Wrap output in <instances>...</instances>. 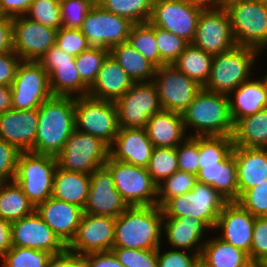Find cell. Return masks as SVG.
I'll list each match as a JSON object with an SVG mask.
<instances>
[{
    "mask_svg": "<svg viewBox=\"0 0 267 267\" xmlns=\"http://www.w3.org/2000/svg\"><path fill=\"white\" fill-rule=\"evenodd\" d=\"M267 256V217H255L250 261L255 266Z\"/></svg>",
    "mask_w": 267,
    "mask_h": 267,
    "instance_id": "cell-53",
    "label": "cell"
},
{
    "mask_svg": "<svg viewBox=\"0 0 267 267\" xmlns=\"http://www.w3.org/2000/svg\"><path fill=\"white\" fill-rule=\"evenodd\" d=\"M35 211L66 245L75 237L83 214L79 206L52 196L39 203Z\"/></svg>",
    "mask_w": 267,
    "mask_h": 267,
    "instance_id": "cell-24",
    "label": "cell"
},
{
    "mask_svg": "<svg viewBox=\"0 0 267 267\" xmlns=\"http://www.w3.org/2000/svg\"><path fill=\"white\" fill-rule=\"evenodd\" d=\"M38 118L35 144L30 152L56 157L75 130V98L53 95L39 106Z\"/></svg>",
    "mask_w": 267,
    "mask_h": 267,
    "instance_id": "cell-1",
    "label": "cell"
},
{
    "mask_svg": "<svg viewBox=\"0 0 267 267\" xmlns=\"http://www.w3.org/2000/svg\"><path fill=\"white\" fill-rule=\"evenodd\" d=\"M38 109H11L0 114V139L14 145L20 152L31 151L38 127Z\"/></svg>",
    "mask_w": 267,
    "mask_h": 267,
    "instance_id": "cell-23",
    "label": "cell"
},
{
    "mask_svg": "<svg viewBox=\"0 0 267 267\" xmlns=\"http://www.w3.org/2000/svg\"><path fill=\"white\" fill-rule=\"evenodd\" d=\"M234 146L267 148V108L243 117L234 124Z\"/></svg>",
    "mask_w": 267,
    "mask_h": 267,
    "instance_id": "cell-35",
    "label": "cell"
},
{
    "mask_svg": "<svg viewBox=\"0 0 267 267\" xmlns=\"http://www.w3.org/2000/svg\"><path fill=\"white\" fill-rule=\"evenodd\" d=\"M127 42L156 68L161 66L160 53L155 37V26L149 21L134 24L130 30Z\"/></svg>",
    "mask_w": 267,
    "mask_h": 267,
    "instance_id": "cell-38",
    "label": "cell"
},
{
    "mask_svg": "<svg viewBox=\"0 0 267 267\" xmlns=\"http://www.w3.org/2000/svg\"><path fill=\"white\" fill-rule=\"evenodd\" d=\"M153 149L154 145L145 128H119L110 146L109 156L114 160L146 168Z\"/></svg>",
    "mask_w": 267,
    "mask_h": 267,
    "instance_id": "cell-25",
    "label": "cell"
},
{
    "mask_svg": "<svg viewBox=\"0 0 267 267\" xmlns=\"http://www.w3.org/2000/svg\"><path fill=\"white\" fill-rule=\"evenodd\" d=\"M147 171L159 185L178 170L176 147H154Z\"/></svg>",
    "mask_w": 267,
    "mask_h": 267,
    "instance_id": "cell-41",
    "label": "cell"
},
{
    "mask_svg": "<svg viewBox=\"0 0 267 267\" xmlns=\"http://www.w3.org/2000/svg\"><path fill=\"white\" fill-rule=\"evenodd\" d=\"M59 5L60 0H34L24 16L58 30L61 28Z\"/></svg>",
    "mask_w": 267,
    "mask_h": 267,
    "instance_id": "cell-46",
    "label": "cell"
},
{
    "mask_svg": "<svg viewBox=\"0 0 267 267\" xmlns=\"http://www.w3.org/2000/svg\"><path fill=\"white\" fill-rule=\"evenodd\" d=\"M115 103L119 128H145L149 118L162 110L153 81L134 83Z\"/></svg>",
    "mask_w": 267,
    "mask_h": 267,
    "instance_id": "cell-13",
    "label": "cell"
},
{
    "mask_svg": "<svg viewBox=\"0 0 267 267\" xmlns=\"http://www.w3.org/2000/svg\"><path fill=\"white\" fill-rule=\"evenodd\" d=\"M12 109L11 87L0 84V114Z\"/></svg>",
    "mask_w": 267,
    "mask_h": 267,
    "instance_id": "cell-60",
    "label": "cell"
},
{
    "mask_svg": "<svg viewBox=\"0 0 267 267\" xmlns=\"http://www.w3.org/2000/svg\"><path fill=\"white\" fill-rule=\"evenodd\" d=\"M109 150L100 138L74 130L56 156L57 165L62 170L91 174L107 162Z\"/></svg>",
    "mask_w": 267,
    "mask_h": 267,
    "instance_id": "cell-10",
    "label": "cell"
},
{
    "mask_svg": "<svg viewBox=\"0 0 267 267\" xmlns=\"http://www.w3.org/2000/svg\"><path fill=\"white\" fill-rule=\"evenodd\" d=\"M55 45L74 57L91 47L80 29L63 27L57 30Z\"/></svg>",
    "mask_w": 267,
    "mask_h": 267,
    "instance_id": "cell-51",
    "label": "cell"
},
{
    "mask_svg": "<svg viewBox=\"0 0 267 267\" xmlns=\"http://www.w3.org/2000/svg\"><path fill=\"white\" fill-rule=\"evenodd\" d=\"M196 267H204L201 263H199Z\"/></svg>",
    "mask_w": 267,
    "mask_h": 267,
    "instance_id": "cell-68",
    "label": "cell"
},
{
    "mask_svg": "<svg viewBox=\"0 0 267 267\" xmlns=\"http://www.w3.org/2000/svg\"><path fill=\"white\" fill-rule=\"evenodd\" d=\"M49 74L50 88L54 96H86L89 87L81 80L75 57L53 45L37 61ZM74 94V95H72Z\"/></svg>",
    "mask_w": 267,
    "mask_h": 267,
    "instance_id": "cell-14",
    "label": "cell"
},
{
    "mask_svg": "<svg viewBox=\"0 0 267 267\" xmlns=\"http://www.w3.org/2000/svg\"><path fill=\"white\" fill-rule=\"evenodd\" d=\"M145 130L154 147H177L187 138L182 114L163 109L149 118Z\"/></svg>",
    "mask_w": 267,
    "mask_h": 267,
    "instance_id": "cell-29",
    "label": "cell"
},
{
    "mask_svg": "<svg viewBox=\"0 0 267 267\" xmlns=\"http://www.w3.org/2000/svg\"><path fill=\"white\" fill-rule=\"evenodd\" d=\"M192 44L213 56L237 45L232 34L230 17L225 8L202 10Z\"/></svg>",
    "mask_w": 267,
    "mask_h": 267,
    "instance_id": "cell-17",
    "label": "cell"
},
{
    "mask_svg": "<svg viewBox=\"0 0 267 267\" xmlns=\"http://www.w3.org/2000/svg\"><path fill=\"white\" fill-rule=\"evenodd\" d=\"M163 220L162 207L157 205L128 207L116 217L113 247L158 249Z\"/></svg>",
    "mask_w": 267,
    "mask_h": 267,
    "instance_id": "cell-2",
    "label": "cell"
},
{
    "mask_svg": "<svg viewBox=\"0 0 267 267\" xmlns=\"http://www.w3.org/2000/svg\"><path fill=\"white\" fill-rule=\"evenodd\" d=\"M12 245L47 251L53 255L67 249V245L34 211L11 223Z\"/></svg>",
    "mask_w": 267,
    "mask_h": 267,
    "instance_id": "cell-20",
    "label": "cell"
},
{
    "mask_svg": "<svg viewBox=\"0 0 267 267\" xmlns=\"http://www.w3.org/2000/svg\"><path fill=\"white\" fill-rule=\"evenodd\" d=\"M254 267H267V256L260 260Z\"/></svg>",
    "mask_w": 267,
    "mask_h": 267,
    "instance_id": "cell-64",
    "label": "cell"
},
{
    "mask_svg": "<svg viewBox=\"0 0 267 267\" xmlns=\"http://www.w3.org/2000/svg\"><path fill=\"white\" fill-rule=\"evenodd\" d=\"M188 1L202 7L203 9H220L225 7L223 0H188Z\"/></svg>",
    "mask_w": 267,
    "mask_h": 267,
    "instance_id": "cell-63",
    "label": "cell"
},
{
    "mask_svg": "<svg viewBox=\"0 0 267 267\" xmlns=\"http://www.w3.org/2000/svg\"><path fill=\"white\" fill-rule=\"evenodd\" d=\"M57 166L55 156L20 152L14 180L35 207L52 196Z\"/></svg>",
    "mask_w": 267,
    "mask_h": 267,
    "instance_id": "cell-7",
    "label": "cell"
},
{
    "mask_svg": "<svg viewBox=\"0 0 267 267\" xmlns=\"http://www.w3.org/2000/svg\"><path fill=\"white\" fill-rule=\"evenodd\" d=\"M21 58L14 52L0 54V84L11 86Z\"/></svg>",
    "mask_w": 267,
    "mask_h": 267,
    "instance_id": "cell-55",
    "label": "cell"
},
{
    "mask_svg": "<svg viewBox=\"0 0 267 267\" xmlns=\"http://www.w3.org/2000/svg\"><path fill=\"white\" fill-rule=\"evenodd\" d=\"M239 198L267 179V148L234 146Z\"/></svg>",
    "mask_w": 267,
    "mask_h": 267,
    "instance_id": "cell-26",
    "label": "cell"
},
{
    "mask_svg": "<svg viewBox=\"0 0 267 267\" xmlns=\"http://www.w3.org/2000/svg\"><path fill=\"white\" fill-rule=\"evenodd\" d=\"M182 116L185 131L190 126L196 128V133L189 137L233 135L234 122L227 95L202 88Z\"/></svg>",
    "mask_w": 267,
    "mask_h": 267,
    "instance_id": "cell-3",
    "label": "cell"
},
{
    "mask_svg": "<svg viewBox=\"0 0 267 267\" xmlns=\"http://www.w3.org/2000/svg\"><path fill=\"white\" fill-rule=\"evenodd\" d=\"M163 230L167 241L173 249L194 250V253L201 255L204 242L203 236L206 229L210 228L201 220L195 217H164ZM203 241V243L200 241ZM196 245V246H195ZM196 251V252H195Z\"/></svg>",
    "mask_w": 267,
    "mask_h": 267,
    "instance_id": "cell-27",
    "label": "cell"
},
{
    "mask_svg": "<svg viewBox=\"0 0 267 267\" xmlns=\"http://www.w3.org/2000/svg\"><path fill=\"white\" fill-rule=\"evenodd\" d=\"M57 30L26 16L13 18V49L22 61H38L55 45Z\"/></svg>",
    "mask_w": 267,
    "mask_h": 267,
    "instance_id": "cell-18",
    "label": "cell"
},
{
    "mask_svg": "<svg viewBox=\"0 0 267 267\" xmlns=\"http://www.w3.org/2000/svg\"><path fill=\"white\" fill-rule=\"evenodd\" d=\"M214 56L189 43L173 63L182 73L204 87L209 80Z\"/></svg>",
    "mask_w": 267,
    "mask_h": 267,
    "instance_id": "cell-36",
    "label": "cell"
},
{
    "mask_svg": "<svg viewBox=\"0 0 267 267\" xmlns=\"http://www.w3.org/2000/svg\"><path fill=\"white\" fill-rule=\"evenodd\" d=\"M178 170L196 175L199 172V136H187L176 147Z\"/></svg>",
    "mask_w": 267,
    "mask_h": 267,
    "instance_id": "cell-49",
    "label": "cell"
},
{
    "mask_svg": "<svg viewBox=\"0 0 267 267\" xmlns=\"http://www.w3.org/2000/svg\"><path fill=\"white\" fill-rule=\"evenodd\" d=\"M125 70L109 54L103 61L96 81L89 88L88 96L116 102L133 85Z\"/></svg>",
    "mask_w": 267,
    "mask_h": 267,
    "instance_id": "cell-28",
    "label": "cell"
},
{
    "mask_svg": "<svg viewBox=\"0 0 267 267\" xmlns=\"http://www.w3.org/2000/svg\"><path fill=\"white\" fill-rule=\"evenodd\" d=\"M255 216L238 201L227 202L223 207L215 229H221L219 238L246 252L250 259Z\"/></svg>",
    "mask_w": 267,
    "mask_h": 267,
    "instance_id": "cell-22",
    "label": "cell"
},
{
    "mask_svg": "<svg viewBox=\"0 0 267 267\" xmlns=\"http://www.w3.org/2000/svg\"><path fill=\"white\" fill-rule=\"evenodd\" d=\"M95 0H60L61 27L80 29Z\"/></svg>",
    "mask_w": 267,
    "mask_h": 267,
    "instance_id": "cell-45",
    "label": "cell"
},
{
    "mask_svg": "<svg viewBox=\"0 0 267 267\" xmlns=\"http://www.w3.org/2000/svg\"><path fill=\"white\" fill-rule=\"evenodd\" d=\"M197 182L196 175L177 170L158 185L156 205L162 207L172 197L189 192Z\"/></svg>",
    "mask_w": 267,
    "mask_h": 267,
    "instance_id": "cell-44",
    "label": "cell"
},
{
    "mask_svg": "<svg viewBox=\"0 0 267 267\" xmlns=\"http://www.w3.org/2000/svg\"><path fill=\"white\" fill-rule=\"evenodd\" d=\"M197 181L211 185L227 202L238 201L237 167L233 152L218 165H199Z\"/></svg>",
    "mask_w": 267,
    "mask_h": 267,
    "instance_id": "cell-30",
    "label": "cell"
},
{
    "mask_svg": "<svg viewBox=\"0 0 267 267\" xmlns=\"http://www.w3.org/2000/svg\"><path fill=\"white\" fill-rule=\"evenodd\" d=\"M262 82L264 83V86H265V88H266V92H267V74L264 76V77H262Z\"/></svg>",
    "mask_w": 267,
    "mask_h": 267,
    "instance_id": "cell-65",
    "label": "cell"
},
{
    "mask_svg": "<svg viewBox=\"0 0 267 267\" xmlns=\"http://www.w3.org/2000/svg\"><path fill=\"white\" fill-rule=\"evenodd\" d=\"M52 255L47 251L12 246L1 260L3 267H47Z\"/></svg>",
    "mask_w": 267,
    "mask_h": 267,
    "instance_id": "cell-43",
    "label": "cell"
},
{
    "mask_svg": "<svg viewBox=\"0 0 267 267\" xmlns=\"http://www.w3.org/2000/svg\"><path fill=\"white\" fill-rule=\"evenodd\" d=\"M35 208L15 180L0 184V217L2 219L12 223L30 215Z\"/></svg>",
    "mask_w": 267,
    "mask_h": 267,
    "instance_id": "cell-37",
    "label": "cell"
},
{
    "mask_svg": "<svg viewBox=\"0 0 267 267\" xmlns=\"http://www.w3.org/2000/svg\"><path fill=\"white\" fill-rule=\"evenodd\" d=\"M134 25L129 19L111 13L96 3L80 28L91 47L111 49L113 46L127 42Z\"/></svg>",
    "mask_w": 267,
    "mask_h": 267,
    "instance_id": "cell-15",
    "label": "cell"
},
{
    "mask_svg": "<svg viewBox=\"0 0 267 267\" xmlns=\"http://www.w3.org/2000/svg\"><path fill=\"white\" fill-rule=\"evenodd\" d=\"M12 109H38L53 96L49 74L37 61H21L11 84Z\"/></svg>",
    "mask_w": 267,
    "mask_h": 267,
    "instance_id": "cell-11",
    "label": "cell"
},
{
    "mask_svg": "<svg viewBox=\"0 0 267 267\" xmlns=\"http://www.w3.org/2000/svg\"><path fill=\"white\" fill-rule=\"evenodd\" d=\"M90 187V174L62 170L57 166L52 197L84 209Z\"/></svg>",
    "mask_w": 267,
    "mask_h": 267,
    "instance_id": "cell-32",
    "label": "cell"
},
{
    "mask_svg": "<svg viewBox=\"0 0 267 267\" xmlns=\"http://www.w3.org/2000/svg\"><path fill=\"white\" fill-rule=\"evenodd\" d=\"M258 1H260V2H262V3L267 5V0H258Z\"/></svg>",
    "mask_w": 267,
    "mask_h": 267,
    "instance_id": "cell-66",
    "label": "cell"
},
{
    "mask_svg": "<svg viewBox=\"0 0 267 267\" xmlns=\"http://www.w3.org/2000/svg\"><path fill=\"white\" fill-rule=\"evenodd\" d=\"M154 0H101L105 10L129 19L134 24L148 22Z\"/></svg>",
    "mask_w": 267,
    "mask_h": 267,
    "instance_id": "cell-39",
    "label": "cell"
},
{
    "mask_svg": "<svg viewBox=\"0 0 267 267\" xmlns=\"http://www.w3.org/2000/svg\"><path fill=\"white\" fill-rule=\"evenodd\" d=\"M184 251V252H183ZM170 250L160 255V247L157 249L158 267H196L200 263V256L193 253L186 254V250Z\"/></svg>",
    "mask_w": 267,
    "mask_h": 267,
    "instance_id": "cell-54",
    "label": "cell"
},
{
    "mask_svg": "<svg viewBox=\"0 0 267 267\" xmlns=\"http://www.w3.org/2000/svg\"><path fill=\"white\" fill-rule=\"evenodd\" d=\"M260 53L254 48L236 45L226 52L214 55L211 74L203 88L228 96L242 83L251 79L250 71Z\"/></svg>",
    "mask_w": 267,
    "mask_h": 267,
    "instance_id": "cell-4",
    "label": "cell"
},
{
    "mask_svg": "<svg viewBox=\"0 0 267 267\" xmlns=\"http://www.w3.org/2000/svg\"><path fill=\"white\" fill-rule=\"evenodd\" d=\"M69 267H91L88 254H78L69 251Z\"/></svg>",
    "mask_w": 267,
    "mask_h": 267,
    "instance_id": "cell-62",
    "label": "cell"
},
{
    "mask_svg": "<svg viewBox=\"0 0 267 267\" xmlns=\"http://www.w3.org/2000/svg\"><path fill=\"white\" fill-rule=\"evenodd\" d=\"M14 51L13 49V17H0V54Z\"/></svg>",
    "mask_w": 267,
    "mask_h": 267,
    "instance_id": "cell-56",
    "label": "cell"
},
{
    "mask_svg": "<svg viewBox=\"0 0 267 267\" xmlns=\"http://www.w3.org/2000/svg\"><path fill=\"white\" fill-rule=\"evenodd\" d=\"M200 263L204 267H254L246 252L219 237L204 242Z\"/></svg>",
    "mask_w": 267,
    "mask_h": 267,
    "instance_id": "cell-33",
    "label": "cell"
},
{
    "mask_svg": "<svg viewBox=\"0 0 267 267\" xmlns=\"http://www.w3.org/2000/svg\"><path fill=\"white\" fill-rule=\"evenodd\" d=\"M231 97V94H234ZM230 113L234 124L243 117L267 108V92L262 80H247L229 95Z\"/></svg>",
    "mask_w": 267,
    "mask_h": 267,
    "instance_id": "cell-31",
    "label": "cell"
},
{
    "mask_svg": "<svg viewBox=\"0 0 267 267\" xmlns=\"http://www.w3.org/2000/svg\"><path fill=\"white\" fill-rule=\"evenodd\" d=\"M34 0H0V14L3 16H24Z\"/></svg>",
    "mask_w": 267,
    "mask_h": 267,
    "instance_id": "cell-57",
    "label": "cell"
},
{
    "mask_svg": "<svg viewBox=\"0 0 267 267\" xmlns=\"http://www.w3.org/2000/svg\"><path fill=\"white\" fill-rule=\"evenodd\" d=\"M19 154L14 145L0 139V184L14 180Z\"/></svg>",
    "mask_w": 267,
    "mask_h": 267,
    "instance_id": "cell-52",
    "label": "cell"
},
{
    "mask_svg": "<svg viewBox=\"0 0 267 267\" xmlns=\"http://www.w3.org/2000/svg\"><path fill=\"white\" fill-rule=\"evenodd\" d=\"M75 130L100 138L110 147L119 131L116 103L88 95L75 97Z\"/></svg>",
    "mask_w": 267,
    "mask_h": 267,
    "instance_id": "cell-8",
    "label": "cell"
},
{
    "mask_svg": "<svg viewBox=\"0 0 267 267\" xmlns=\"http://www.w3.org/2000/svg\"><path fill=\"white\" fill-rule=\"evenodd\" d=\"M111 172L116 190L129 207L157 204L158 185L147 168L108 157L104 164Z\"/></svg>",
    "mask_w": 267,
    "mask_h": 267,
    "instance_id": "cell-9",
    "label": "cell"
},
{
    "mask_svg": "<svg viewBox=\"0 0 267 267\" xmlns=\"http://www.w3.org/2000/svg\"><path fill=\"white\" fill-rule=\"evenodd\" d=\"M116 218L83 213L75 237L67 249L78 254L111 251Z\"/></svg>",
    "mask_w": 267,
    "mask_h": 267,
    "instance_id": "cell-19",
    "label": "cell"
},
{
    "mask_svg": "<svg viewBox=\"0 0 267 267\" xmlns=\"http://www.w3.org/2000/svg\"><path fill=\"white\" fill-rule=\"evenodd\" d=\"M111 251L124 267H158L157 249L113 247Z\"/></svg>",
    "mask_w": 267,
    "mask_h": 267,
    "instance_id": "cell-48",
    "label": "cell"
},
{
    "mask_svg": "<svg viewBox=\"0 0 267 267\" xmlns=\"http://www.w3.org/2000/svg\"><path fill=\"white\" fill-rule=\"evenodd\" d=\"M109 54L125 70L133 83L153 81L156 67L128 42L113 46Z\"/></svg>",
    "mask_w": 267,
    "mask_h": 267,
    "instance_id": "cell-34",
    "label": "cell"
},
{
    "mask_svg": "<svg viewBox=\"0 0 267 267\" xmlns=\"http://www.w3.org/2000/svg\"><path fill=\"white\" fill-rule=\"evenodd\" d=\"M232 137L199 136V165H218L233 151Z\"/></svg>",
    "mask_w": 267,
    "mask_h": 267,
    "instance_id": "cell-40",
    "label": "cell"
},
{
    "mask_svg": "<svg viewBox=\"0 0 267 267\" xmlns=\"http://www.w3.org/2000/svg\"><path fill=\"white\" fill-rule=\"evenodd\" d=\"M224 1V5L232 0H223Z\"/></svg>",
    "mask_w": 267,
    "mask_h": 267,
    "instance_id": "cell-67",
    "label": "cell"
},
{
    "mask_svg": "<svg viewBox=\"0 0 267 267\" xmlns=\"http://www.w3.org/2000/svg\"><path fill=\"white\" fill-rule=\"evenodd\" d=\"M154 84L163 110L183 114L203 88L195 80L182 73L174 64L156 68Z\"/></svg>",
    "mask_w": 267,
    "mask_h": 267,
    "instance_id": "cell-12",
    "label": "cell"
},
{
    "mask_svg": "<svg viewBox=\"0 0 267 267\" xmlns=\"http://www.w3.org/2000/svg\"><path fill=\"white\" fill-rule=\"evenodd\" d=\"M227 201L211 185L197 182L189 192L169 199L163 206L164 217H195L214 230Z\"/></svg>",
    "mask_w": 267,
    "mask_h": 267,
    "instance_id": "cell-6",
    "label": "cell"
},
{
    "mask_svg": "<svg viewBox=\"0 0 267 267\" xmlns=\"http://www.w3.org/2000/svg\"><path fill=\"white\" fill-rule=\"evenodd\" d=\"M238 46L264 51L267 47V5L258 0H232L224 7Z\"/></svg>",
    "mask_w": 267,
    "mask_h": 267,
    "instance_id": "cell-5",
    "label": "cell"
},
{
    "mask_svg": "<svg viewBox=\"0 0 267 267\" xmlns=\"http://www.w3.org/2000/svg\"><path fill=\"white\" fill-rule=\"evenodd\" d=\"M238 202L253 216L267 217V179L257 186L249 188Z\"/></svg>",
    "mask_w": 267,
    "mask_h": 267,
    "instance_id": "cell-50",
    "label": "cell"
},
{
    "mask_svg": "<svg viewBox=\"0 0 267 267\" xmlns=\"http://www.w3.org/2000/svg\"><path fill=\"white\" fill-rule=\"evenodd\" d=\"M129 206L116 190L113 176L105 166L90 174V187L83 213L118 217Z\"/></svg>",
    "mask_w": 267,
    "mask_h": 267,
    "instance_id": "cell-21",
    "label": "cell"
},
{
    "mask_svg": "<svg viewBox=\"0 0 267 267\" xmlns=\"http://www.w3.org/2000/svg\"><path fill=\"white\" fill-rule=\"evenodd\" d=\"M109 55V49L90 47L75 57L77 70L81 80L90 88L96 81L103 61Z\"/></svg>",
    "mask_w": 267,
    "mask_h": 267,
    "instance_id": "cell-42",
    "label": "cell"
},
{
    "mask_svg": "<svg viewBox=\"0 0 267 267\" xmlns=\"http://www.w3.org/2000/svg\"><path fill=\"white\" fill-rule=\"evenodd\" d=\"M47 267H69V250L66 249L60 254L52 255L47 263Z\"/></svg>",
    "mask_w": 267,
    "mask_h": 267,
    "instance_id": "cell-61",
    "label": "cell"
},
{
    "mask_svg": "<svg viewBox=\"0 0 267 267\" xmlns=\"http://www.w3.org/2000/svg\"><path fill=\"white\" fill-rule=\"evenodd\" d=\"M91 267H124L112 251L89 253Z\"/></svg>",
    "mask_w": 267,
    "mask_h": 267,
    "instance_id": "cell-58",
    "label": "cell"
},
{
    "mask_svg": "<svg viewBox=\"0 0 267 267\" xmlns=\"http://www.w3.org/2000/svg\"><path fill=\"white\" fill-rule=\"evenodd\" d=\"M12 246L11 223L0 217V258Z\"/></svg>",
    "mask_w": 267,
    "mask_h": 267,
    "instance_id": "cell-59",
    "label": "cell"
},
{
    "mask_svg": "<svg viewBox=\"0 0 267 267\" xmlns=\"http://www.w3.org/2000/svg\"><path fill=\"white\" fill-rule=\"evenodd\" d=\"M202 10L188 0H154L149 22L192 43Z\"/></svg>",
    "mask_w": 267,
    "mask_h": 267,
    "instance_id": "cell-16",
    "label": "cell"
},
{
    "mask_svg": "<svg viewBox=\"0 0 267 267\" xmlns=\"http://www.w3.org/2000/svg\"><path fill=\"white\" fill-rule=\"evenodd\" d=\"M156 43L159 49L161 66L173 64L189 44L183 38L155 26Z\"/></svg>",
    "mask_w": 267,
    "mask_h": 267,
    "instance_id": "cell-47",
    "label": "cell"
}]
</instances>
